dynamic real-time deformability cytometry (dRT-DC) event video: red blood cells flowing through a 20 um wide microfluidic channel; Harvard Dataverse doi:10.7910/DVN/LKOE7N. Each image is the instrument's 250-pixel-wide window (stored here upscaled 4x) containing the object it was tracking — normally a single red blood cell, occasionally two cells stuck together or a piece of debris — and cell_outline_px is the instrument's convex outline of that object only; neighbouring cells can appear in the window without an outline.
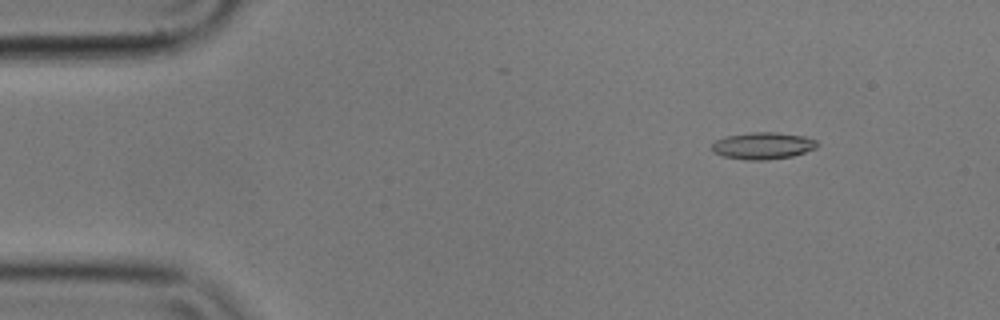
{"species": "common noctule bat (a hibernating species)", "species_latin": "Nyctalus noctula", "temperature_condition": "cold", "stored_images_in_passage": 56, "camera_frame_rate_fps": 3000, "um_per_image_px": 0.085, "animal": {"sex": "male", "body_mass_g": 17.9}, "frame": {"image": 1, "passage_image": 7, "time_ms": 2.0, "image_size_px": [1000, 320], "cell_outline_px": [[820, 144], [816, 148], [792, 156], [768, 160], [744, 160], [724, 156], [712, 152], [712, 144], [716, 140], [728, 136], [752, 132], [776, 132], [804, 136], [816, 140]], "centroid_in_image_um": [64.86, 12.39], "position_along_channel_um": 20.1, "area_um2": 16.53}}
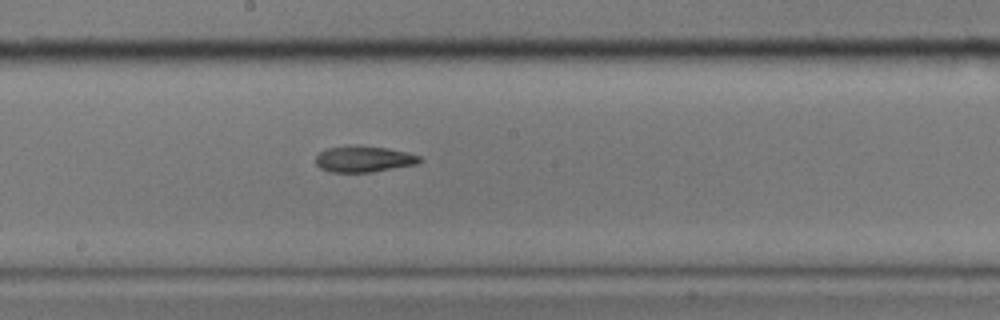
{"frame": {"image": 2, "passage_image": 30, "time_ms": 9.667, "image_size_px": [1000, 320], "cell_outline_px": [[424, 160], [420, 164], [372, 172], [332, 172], [320, 168], [316, 164], [316, 156], [320, 152], [328, 148], [348, 144], [388, 148], [408, 152], [420, 156]], "centroid_in_image_um": [30.97, 13.51], "position_along_channel_um": 217.2, "area_um2": 16.18}}
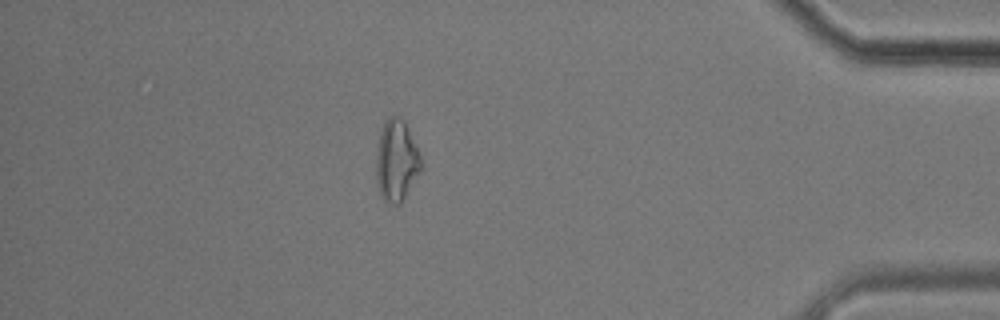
{"frame": {"image": 3, "passage_image": 49, "time_ms": 16.0, "image_size_px": [1000, 320], "cell_outline_px": [[420, 172], [400, 204], [392, 204], [384, 200], [380, 196], [376, 180], [376, 156], [380, 132], [388, 116], [400, 116], [404, 120], [420, 156]], "centroid_in_image_um": [33.67, 13.67], "position_along_channel_um": 401.5, "area_um2": 21.04}}